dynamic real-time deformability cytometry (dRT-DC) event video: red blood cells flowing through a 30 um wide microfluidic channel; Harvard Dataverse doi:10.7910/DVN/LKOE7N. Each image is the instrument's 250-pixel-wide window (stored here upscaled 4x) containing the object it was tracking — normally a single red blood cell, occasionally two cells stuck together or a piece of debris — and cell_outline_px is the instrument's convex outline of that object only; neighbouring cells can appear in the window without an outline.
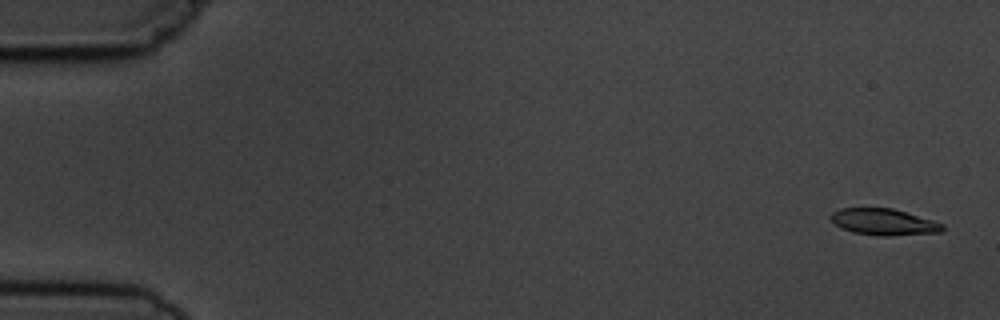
{"species": "common noctule bat (a hibernating species)", "species_latin": "Nyctalus noctula", "temperature_condition": "cold", "stored_images_in_passage": 5, "camera_frame_rate_fps": 3000, "um_per_image_px": 0.085, "animal": {"sex": "male", "body_mass_g": 19.5, "forearm_length_mm": 54.6}, "frame": {"image": 1, "passage_image": 1, "time_ms": 0.0, "image_size_px": [1000, 320], "cell_outline_px": [[944, 228], [940, 232], [888, 236], [876, 236], [852, 232], [840, 228], [828, 216], [832, 212], [840, 208], [892, 208], [932, 220], [944, 224]], "centroid_in_image_um": [75.08, 18.87], "position_along_channel_um": 9.9, "area_um2": 17.22}}
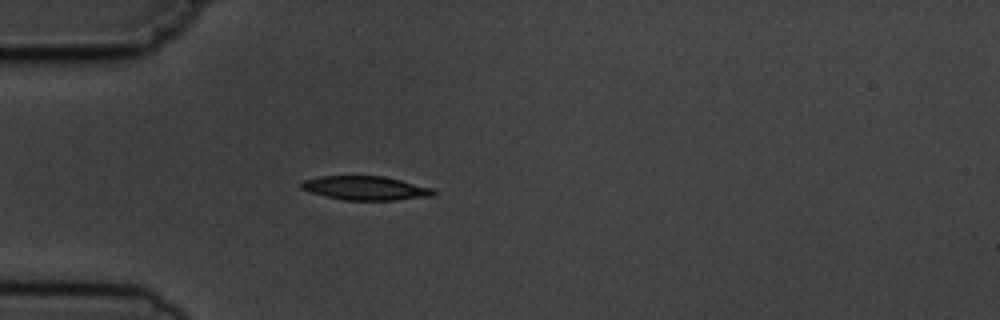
{"frame": {"image": 2, "passage_image": 5, "time_ms": 4.667, "image_size_px": [1000, 320], "cell_outline_px": [[436, 192], [432, 196], [396, 200], [344, 200], [312, 192], [300, 188], [300, 184], [304, 180], [320, 176], [384, 176], [432, 188]], "centroid_in_image_um": [31.07, 15.98], "position_along_channel_um": 53.9, "area_um2": 18.21}}